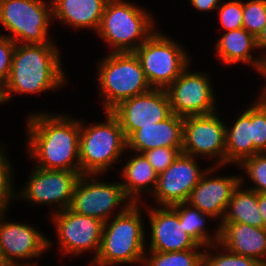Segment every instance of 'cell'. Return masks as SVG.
<instances>
[{
    "mask_svg": "<svg viewBox=\"0 0 266 266\" xmlns=\"http://www.w3.org/2000/svg\"><path fill=\"white\" fill-rule=\"evenodd\" d=\"M50 216L55 225L59 243L57 247L61 251V256L64 254L79 256L90 251L95 254L89 261L96 258L104 222L94 217L77 214L69 208Z\"/></svg>",
    "mask_w": 266,
    "mask_h": 266,
    "instance_id": "13",
    "label": "cell"
},
{
    "mask_svg": "<svg viewBox=\"0 0 266 266\" xmlns=\"http://www.w3.org/2000/svg\"><path fill=\"white\" fill-rule=\"evenodd\" d=\"M257 48V38L243 27L225 31L215 43V55L224 65L248 64L255 72L261 73L265 61L262 55H253Z\"/></svg>",
    "mask_w": 266,
    "mask_h": 266,
    "instance_id": "21",
    "label": "cell"
},
{
    "mask_svg": "<svg viewBox=\"0 0 266 266\" xmlns=\"http://www.w3.org/2000/svg\"><path fill=\"white\" fill-rule=\"evenodd\" d=\"M108 0H51L53 21L68 27L98 31Z\"/></svg>",
    "mask_w": 266,
    "mask_h": 266,
    "instance_id": "22",
    "label": "cell"
},
{
    "mask_svg": "<svg viewBox=\"0 0 266 266\" xmlns=\"http://www.w3.org/2000/svg\"><path fill=\"white\" fill-rule=\"evenodd\" d=\"M182 153L198 159H216L212 166H226V123L217 111L184 117Z\"/></svg>",
    "mask_w": 266,
    "mask_h": 266,
    "instance_id": "11",
    "label": "cell"
},
{
    "mask_svg": "<svg viewBox=\"0 0 266 266\" xmlns=\"http://www.w3.org/2000/svg\"><path fill=\"white\" fill-rule=\"evenodd\" d=\"M204 250L205 247L198 245L184 251H146L142 266H204Z\"/></svg>",
    "mask_w": 266,
    "mask_h": 266,
    "instance_id": "27",
    "label": "cell"
},
{
    "mask_svg": "<svg viewBox=\"0 0 266 266\" xmlns=\"http://www.w3.org/2000/svg\"><path fill=\"white\" fill-rule=\"evenodd\" d=\"M8 103L6 99L5 86L0 84V105Z\"/></svg>",
    "mask_w": 266,
    "mask_h": 266,
    "instance_id": "40",
    "label": "cell"
},
{
    "mask_svg": "<svg viewBox=\"0 0 266 266\" xmlns=\"http://www.w3.org/2000/svg\"><path fill=\"white\" fill-rule=\"evenodd\" d=\"M193 8L200 12H208L216 10L223 0H188Z\"/></svg>",
    "mask_w": 266,
    "mask_h": 266,
    "instance_id": "36",
    "label": "cell"
},
{
    "mask_svg": "<svg viewBox=\"0 0 266 266\" xmlns=\"http://www.w3.org/2000/svg\"><path fill=\"white\" fill-rule=\"evenodd\" d=\"M239 168L245 172L247 179L254 184L249 187L257 193H266V153H257L254 156L245 159Z\"/></svg>",
    "mask_w": 266,
    "mask_h": 266,
    "instance_id": "31",
    "label": "cell"
},
{
    "mask_svg": "<svg viewBox=\"0 0 266 266\" xmlns=\"http://www.w3.org/2000/svg\"><path fill=\"white\" fill-rule=\"evenodd\" d=\"M258 207L263 218V227L266 229V193H258Z\"/></svg>",
    "mask_w": 266,
    "mask_h": 266,
    "instance_id": "37",
    "label": "cell"
},
{
    "mask_svg": "<svg viewBox=\"0 0 266 266\" xmlns=\"http://www.w3.org/2000/svg\"><path fill=\"white\" fill-rule=\"evenodd\" d=\"M26 153L39 168L80 171V120L36 111L26 117Z\"/></svg>",
    "mask_w": 266,
    "mask_h": 266,
    "instance_id": "1",
    "label": "cell"
},
{
    "mask_svg": "<svg viewBox=\"0 0 266 266\" xmlns=\"http://www.w3.org/2000/svg\"><path fill=\"white\" fill-rule=\"evenodd\" d=\"M247 107L232 125H226V166H239L245 159L253 156L252 104Z\"/></svg>",
    "mask_w": 266,
    "mask_h": 266,
    "instance_id": "24",
    "label": "cell"
},
{
    "mask_svg": "<svg viewBox=\"0 0 266 266\" xmlns=\"http://www.w3.org/2000/svg\"><path fill=\"white\" fill-rule=\"evenodd\" d=\"M171 207L177 212L180 222H183L185 232L199 245L207 247L211 244L219 243L220 226H217L213 234L208 233V229L206 228L208 218L210 220H215L211 215L203 213L187 202H182Z\"/></svg>",
    "mask_w": 266,
    "mask_h": 266,
    "instance_id": "26",
    "label": "cell"
},
{
    "mask_svg": "<svg viewBox=\"0 0 266 266\" xmlns=\"http://www.w3.org/2000/svg\"><path fill=\"white\" fill-rule=\"evenodd\" d=\"M96 67L104 112L152 89L134 52H110L99 60Z\"/></svg>",
    "mask_w": 266,
    "mask_h": 266,
    "instance_id": "6",
    "label": "cell"
},
{
    "mask_svg": "<svg viewBox=\"0 0 266 266\" xmlns=\"http://www.w3.org/2000/svg\"><path fill=\"white\" fill-rule=\"evenodd\" d=\"M5 144L0 143V208L2 210L9 209L10 203L17 199V192H15L14 187V173L12 169L11 161L8 159V154L6 153Z\"/></svg>",
    "mask_w": 266,
    "mask_h": 266,
    "instance_id": "29",
    "label": "cell"
},
{
    "mask_svg": "<svg viewBox=\"0 0 266 266\" xmlns=\"http://www.w3.org/2000/svg\"><path fill=\"white\" fill-rule=\"evenodd\" d=\"M16 43L7 36L0 35V84H6Z\"/></svg>",
    "mask_w": 266,
    "mask_h": 266,
    "instance_id": "35",
    "label": "cell"
},
{
    "mask_svg": "<svg viewBox=\"0 0 266 266\" xmlns=\"http://www.w3.org/2000/svg\"><path fill=\"white\" fill-rule=\"evenodd\" d=\"M178 42L158 29L134 51L152 88L166 89L191 65Z\"/></svg>",
    "mask_w": 266,
    "mask_h": 266,
    "instance_id": "8",
    "label": "cell"
},
{
    "mask_svg": "<svg viewBox=\"0 0 266 266\" xmlns=\"http://www.w3.org/2000/svg\"><path fill=\"white\" fill-rule=\"evenodd\" d=\"M150 225V243L146 251L173 252L195 249L199 244L187 233L171 206H145ZM148 208V209H147ZM148 246V247H147Z\"/></svg>",
    "mask_w": 266,
    "mask_h": 266,
    "instance_id": "17",
    "label": "cell"
},
{
    "mask_svg": "<svg viewBox=\"0 0 266 266\" xmlns=\"http://www.w3.org/2000/svg\"><path fill=\"white\" fill-rule=\"evenodd\" d=\"M110 112L118 119L127 139L142 126L161 122L172 114L167 92L160 88L126 99Z\"/></svg>",
    "mask_w": 266,
    "mask_h": 266,
    "instance_id": "15",
    "label": "cell"
},
{
    "mask_svg": "<svg viewBox=\"0 0 266 266\" xmlns=\"http://www.w3.org/2000/svg\"><path fill=\"white\" fill-rule=\"evenodd\" d=\"M219 244L228 251L266 266V229L242 223H219Z\"/></svg>",
    "mask_w": 266,
    "mask_h": 266,
    "instance_id": "20",
    "label": "cell"
},
{
    "mask_svg": "<svg viewBox=\"0 0 266 266\" xmlns=\"http://www.w3.org/2000/svg\"><path fill=\"white\" fill-rule=\"evenodd\" d=\"M81 171L53 170L34 166L17 199L36 205L54 206V214L68 209Z\"/></svg>",
    "mask_w": 266,
    "mask_h": 266,
    "instance_id": "10",
    "label": "cell"
},
{
    "mask_svg": "<svg viewBox=\"0 0 266 266\" xmlns=\"http://www.w3.org/2000/svg\"><path fill=\"white\" fill-rule=\"evenodd\" d=\"M197 159L181 152L174 162L158 175L156 188L151 195L155 204L173 206L187 202L191 191L208 169H201Z\"/></svg>",
    "mask_w": 266,
    "mask_h": 266,
    "instance_id": "16",
    "label": "cell"
},
{
    "mask_svg": "<svg viewBox=\"0 0 266 266\" xmlns=\"http://www.w3.org/2000/svg\"><path fill=\"white\" fill-rule=\"evenodd\" d=\"M189 68L165 89L172 113L187 117L216 112L218 104L210 75Z\"/></svg>",
    "mask_w": 266,
    "mask_h": 266,
    "instance_id": "12",
    "label": "cell"
},
{
    "mask_svg": "<svg viewBox=\"0 0 266 266\" xmlns=\"http://www.w3.org/2000/svg\"><path fill=\"white\" fill-rule=\"evenodd\" d=\"M221 167L209 166L193 188L187 203L222 222L230 198L241 183L240 175L213 176ZM212 175V177H211Z\"/></svg>",
    "mask_w": 266,
    "mask_h": 266,
    "instance_id": "18",
    "label": "cell"
},
{
    "mask_svg": "<svg viewBox=\"0 0 266 266\" xmlns=\"http://www.w3.org/2000/svg\"><path fill=\"white\" fill-rule=\"evenodd\" d=\"M257 48L258 50H264V52H262L263 56V60L266 61V24L262 30V32L259 34V36L257 37ZM265 53V54H264Z\"/></svg>",
    "mask_w": 266,
    "mask_h": 266,
    "instance_id": "38",
    "label": "cell"
},
{
    "mask_svg": "<svg viewBox=\"0 0 266 266\" xmlns=\"http://www.w3.org/2000/svg\"><path fill=\"white\" fill-rule=\"evenodd\" d=\"M182 152V147H158L142 154L159 175L164 172Z\"/></svg>",
    "mask_w": 266,
    "mask_h": 266,
    "instance_id": "34",
    "label": "cell"
},
{
    "mask_svg": "<svg viewBox=\"0 0 266 266\" xmlns=\"http://www.w3.org/2000/svg\"><path fill=\"white\" fill-rule=\"evenodd\" d=\"M260 75L266 79V61L262 67L261 73ZM264 103H266V83H265V87L263 86V88L260 91V94L258 96Z\"/></svg>",
    "mask_w": 266,
    "mask_h": 266,
    "instance_id": "39",
    "label": "cell"
},
{
    "mask_svg": "<svg viewBox=\"0 0 266 266\" xmlns=\"http://www.w3.org/2000/svg\"><path fill=\"white\" fill-rule=\"evenodd\" d=\"M6 212H0V249L5 260L10 266H37L33 259L43 256L53 242L32 224L6 220Z\"/></svg>",
    "mask_w": 266,
    "mask_h": 266,
    "instance_id": "14",
    "label": "cell"
},
{
    "mask_svg": "<svg viewBox=\"0 0 266 266\" xmlns=\"http://www.w3.org/2000/svg\"><path fill=\"white\" fill-rule=\"evenodd\" d=\"M60 57L56 43L16 44L5 84L7 102L14 95L41 94L66 84L68 78Z\"/></svg>",
    "mask_w": 266,
    "mask_h": 266,
    "instance_id": "2",
    "label": "cell"
},
{
    "mask_svg": "<svg viewBox=\"0 0 266 266\" xmlns=\"http://www.w3.org/2000/svg\"><path fill=\"white\" fill-rule=\"evenodd\" d=\"M219 23L226 31L236 30L243 27V1L229 0L216 9Z\"/></svg>",
    "mask_w": 266,
    "mask_h": 266,
    "instance_id": "33",
    "label": "cell"
},
{
    "mask_svg": "<svg viewBox=\"0 0 266 266\" xmlns=\"http://www.w3.org/2000/svg\"><path fill=\"white\" fill-rule=\"evenodd\" d=\"M245 178L241 175V183L234 190L221 223H242L263 228V218L258 207V193L243 184Z\"/></svg>",
    "mask_w": 266,
    "mask_h": 266,
    "instance_id": "25",
    "label": "cell"
},
{
    "mask_svg": "<svg viewBox=\"0 0 266 266\" xmlns=\"http://www.w3.org/2000/svg\"><path fill=\"white\" fill-rule=\"evenodd\" d=\"M102 122L86 125L80 119L79 160L81 174L109 172L127 150V138L118 119L105 112ZM118 161V162H117Z\"/></svg>",
    "mask_w": 266,
    "mask_h": 266,
    "instance_id": "5",
    "label": "cell"
},
{
    "mask_svg": "<svg viewBox=\"0 0 266 266\" xmlns=\"http://www.w3.org/2000/svg\"><path fill=\"white\" fill-rule=\"evenodd\" d=\"M123 165L120 169L123 180L120 182L124 193L133 203H142L143 194L154 192L158 174L141 153H135Z\"/></svg>",
    "mask_w": 266,
    "mask_h": 266,
    "instance_id": "23",
    "label": "cell"
},
{
    "mask_svg": "<svg viewBox=\"0 0 266 266\" xmlns=\"http://www.w3.org/2000/svg\"><path fill=\"white\" fill-rule=\"evenodd\" d=\"M213 250L217 253L211 252ZM204 266H263V265L253 258L234 254L225 249L219 243H214L205 247Z\"/></svg>",
    "mask_w": 266,
    "mask_h": 266,
    "instance_id": "28",
    "label": "cell"
},
{
    "mask_svg": "<svg viewBox=\"0 0 266 266\" xmlns=\"http://www.w3.org/2000/svg\"><path fill=\"white\" fill-rule=\"evenodd\" d=\"M266 24V0L243 1V28L256 38Z\"/></svg>",
    "mask_w": 266,
    "mask_h": 266,
    "instance_id": "30",
    "label": "cell"
},
{
    "mask_svg": "<svg viewBox=\"0 0 266 266\" xmlns=\"http://www.w3.org/2000/svg\"><path fill=\"white\" fill-rule=\"evenodd\" d=\"M252 102L253 156L266 153V103L259 97Z\"/></svg>",
    "mask_w": 266,
    "mask_h": 266,
    "instance_id": "32",
    "label": "cell"
},
{
    "mask_svg": "<svg viewBox=\"0 0 266 266\" xmlns=\"http://www.w3.org/2000/svg\"><path fill=\"white\" fill-rule=\"evenodd\" d=\"M143 205L133 203L104 223L99 252L89 266L143 264L148 240L141 215Z\"/></svg>",
    "mask_w": 266,
    "mask_h": 266,
    "instance_id": "3",
    "label": "cell"
},
{
    "mask_svg": "<svg viewBox=\"0 0 266 266\" xmlns=\"http://www.w3.org/2000/svg\"><path fill=\"white\" fill-rule=\"evenodd\" d=\"M99 176L100 174L80 176L74 188L69 209L105 223L113 216L123 213L133 202L125 195L120 181L103 182L99 180ZM116 209L117 213L114 215L113 210Z\"/></svg>",
    "mask_w": 266,
    "mask_h": 266,
    "instance_id": "9",
    "label": "cell"
},
{
    "mask_svg": "<svg viewBox=\"0 0 266 266\" xmlns=\"http://www.w3.org/2000/svg\"><path fill=\"white\" fill-rule=\"evenodd\" d=\"M155 16L127 0H108L96 34L112 53L134 52L157 29Z\"/></svg>",
    "mask_w": 266,
    "mask_h": 266,
    "instance_id": "4",
    "label": "cell"
},
{
    "mask_svg": "<svg viewBox=\"0 0 266 266\" xmlns=\"http://www.w3.org/2000/svg\"><path fill=\"white\" fill-rule=\"evenodd\" d=\"M51 22V0H0V24L8 31L0 35L16 44L55 43L49 34Z\"/></svg>",
    "mask_w": 266,
    "mask_h": 266,
    "instance_id": "7",
    "label": "cell"
},
{
    "mask_svg": "<svg viewBox=\"0 0 266 266\" xmlns=\"http://www.w3.org/2000/svg\"><path fill=\"white\" fill-rule=\"evenodd\" d=\"M0 266H10L8 262L5 260L3 252L0 249Z\"/></svg>",
    "mask_w": 266,
    "mask_h": 266,
    "instance_id": "41",
    "label": "cell"
},
{
    "mask_svg": "<svg viewBox=\"0 0 266 266\" xmlns=\"http://www.w3.org/2000/svg\"><path fill=\"white\" fill-rule=\"evenodd\" d=\"M183 120L184 117L172 113L161 122L142 126L127 139V150L142 154L158 147H182Z\"/></svg>",
    "mask_w": 266,
    "mask_h": 266,
    "instance_id": "19",
    "label": "cell"
}]
</instances>
